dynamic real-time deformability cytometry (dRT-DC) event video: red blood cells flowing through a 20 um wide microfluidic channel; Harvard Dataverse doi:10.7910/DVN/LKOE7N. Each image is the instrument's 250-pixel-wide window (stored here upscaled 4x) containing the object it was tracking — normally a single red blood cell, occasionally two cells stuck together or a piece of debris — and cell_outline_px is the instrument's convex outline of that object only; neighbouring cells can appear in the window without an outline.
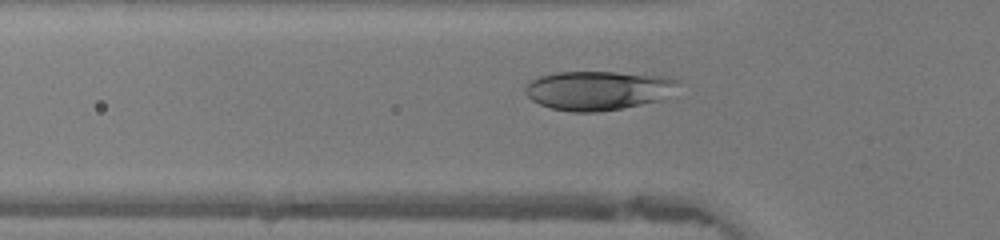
{"species": "human", "species_latin": "Homo sapiens", "temperature_condition": "warm", "stored_images_in_passage": 46, "camera_frame_rate_fps": 3000, "um_per_image_px": 0.085, "donor": {"sex": "female"}, "frame": {"image": 1, "passage_image": 15, "time_ms": 4.667, "image_size_px": [1000, 240], "cell_outline_px": [[680, 84], [660, 100], [620, 108], [596, 112], [572, 112], [552, 108], [540, 104], [532, 100], [524, 92], [524, 88], [532, 80], [540, 76], [556, 72], [616, 72], [668, 76], [680, 80]], "centroid_in_image_um": [50.83, 7.67], "position_along_channel_um": 75.0, "area_um2": 34.68}}
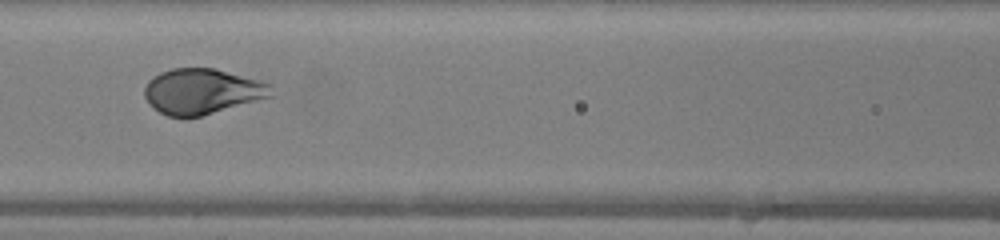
{"frame": {"image": 2, "passage_image": 20, "time_ms": 6.333, "image_size_px": [1000, 240], "cell_outline_px": [[272, 96], [200, 116], [168, 116], [152, 108], [144, 96], [144, 88], [148, 80], [152, 76], [160, 72], [172, 68], [216, 68], [260, 80], [272, 84]], "centroid_in_image_um": [17.16, 7.74], "position_along_channel_um": 149.4, "area_um2": 33.52}}
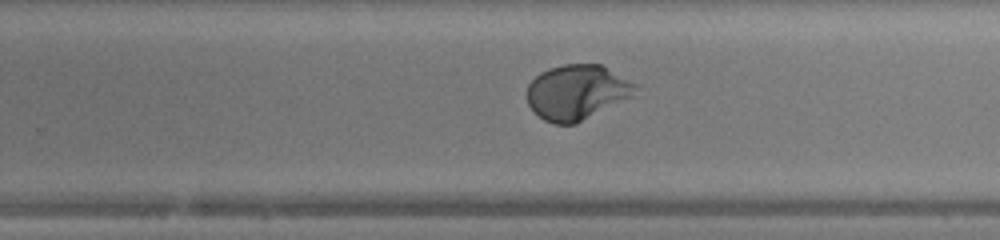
{"frame": {"image": 3, "passage_image": 29, "time_ms": 9.333, "image_size_px": [1000, 240], "cell_outline_px": [[640, 84], [632, 96], [576, 124], [556, 124], [544, 120], [528, 104], [528, 84], [540, 72], [548, 68], [564, 64], [600, 64]], "centroid_in_image_um": [49.07, 7.82], "position_along_channel_um": 280.7, "area_um2": 34.68}, "authors_computed_cell_mechanics": {"area_um2": 36.0094, "velocity_mm_per_s": 4.3944, "shape_relaxation_time_tau1_ms": 2.8463, "shape_relaxation_time_tau2_ms": null, "deformation_change_tau1": 0.2141, "deformation_change_tau2": null}}